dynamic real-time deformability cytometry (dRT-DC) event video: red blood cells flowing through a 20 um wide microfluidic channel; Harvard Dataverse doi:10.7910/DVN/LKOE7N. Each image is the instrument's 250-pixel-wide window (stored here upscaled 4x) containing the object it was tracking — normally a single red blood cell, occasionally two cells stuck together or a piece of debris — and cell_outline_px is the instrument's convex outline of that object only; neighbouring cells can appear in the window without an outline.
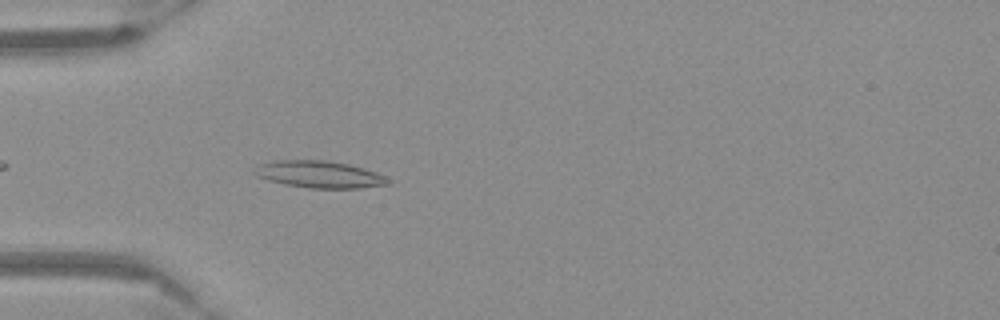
{"species": "Egyptian fruit bat (a non-hibernating species)", "species_latin": "Rousettus aegyptiacus", "temperature_condition": "warm", "stored_images_in_passage": 40, "camera_frame_rate_fps": 3000, "um_per_image_px": 0.085, "frame": {"image": 1, "passage_image": 2, "time_ms": 0.333, "image_size_px": [1000, 320], "cell_outline_px": [[392, 180], [388, 184], [360, 188], [308, 188], [284, 184], [268, 180], [256, 176], [252, 172], [260, 164], [276, 160], [328, 160], [348, 164], [364, 168], [376, 172]], "centroid_in_image_um": [27.15, 14.82], "position_along_channel_um": 57.9, "area_um2": 21.04}}
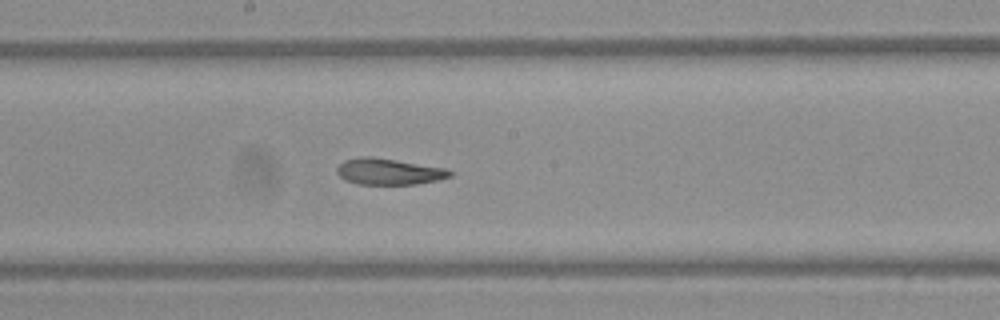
{"frame": {"image": 2, "passage_image": 15, "time_ms": 4.667, "image_size_px": [1000, 320], "cell_outline_px": [[452, 176], [436, 180], [416, 184], [356, 184], [344, 180], [336, 172], [336, 168], [344, 160], [360, 156], [372, 156], [448, 168], [452, 172]], "centroid_in_image_um": [33.03, 14.57], "position_along_channel_um": 215.2, "area_um2": 17.46}}
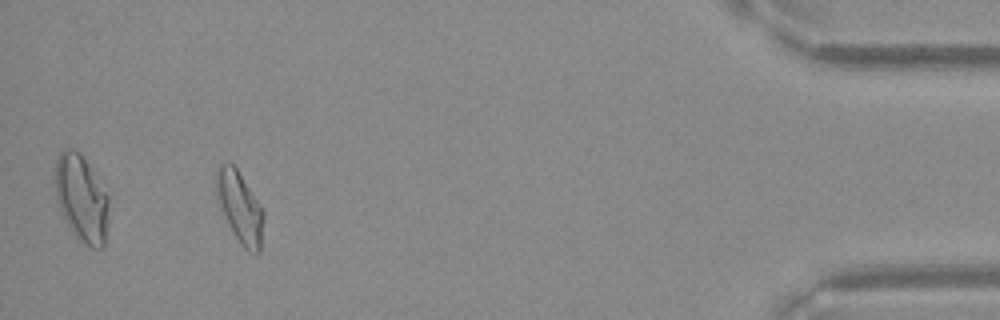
{"frame": {"image": 3, "passage_image": 36, "time_ms": 11.667, "image_size_px": [1000, 320], "cell_outline_px": [[264, 220], [260, 252], [256, 256], [248, 252], [240, 244], [232, 232], [228, 224], [220, 204], [216, 184], [216, 172], [220, 164], [232, 164], [236, 168], [264, 212]], "centroid_in_image_um": [20.42, 17.71], "position_along_channel_um": 414.8, "area_um2": 19.19}}